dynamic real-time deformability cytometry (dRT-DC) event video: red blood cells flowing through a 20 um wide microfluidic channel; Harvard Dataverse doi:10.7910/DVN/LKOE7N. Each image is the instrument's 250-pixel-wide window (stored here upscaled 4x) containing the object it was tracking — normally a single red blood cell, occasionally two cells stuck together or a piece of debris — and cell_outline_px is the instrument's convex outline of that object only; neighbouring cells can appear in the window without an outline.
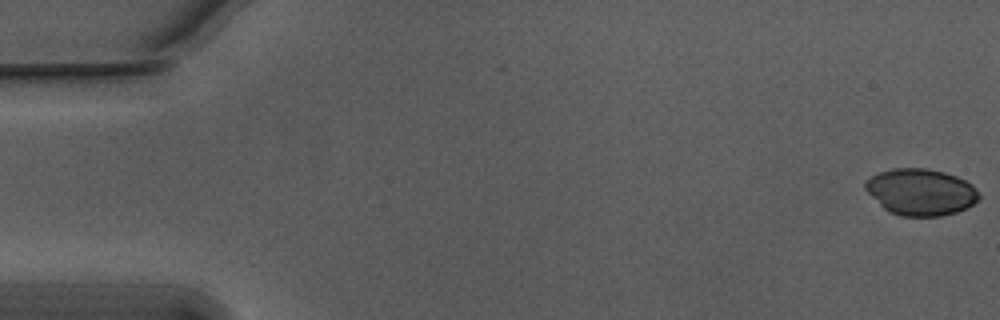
{"species": "Egyptian fruit bat (a non-hibernating species)", "species_latin": "Rousettus aegyptiacus", "temperature_condition": "warm", "stored_images_in_passage": 51, "camera_frame_rate_fps": 3000, "um_per_image_px": 0.085, "animal": {"sex": "male"}, "frame": {"image": 1, "passage_image": 1, "time_ms": 0.0, "image_size_px": [1000, 320], "cell_outline_px": [[980, 196], [968, 208], [956, 212], [940, 216], [900, 216], [888, 212], [864, 188], [864, 184], [872, 176], [880, 172], [892, 168], [928, 168], [944, 172], [956, 176], [972, 184]], "centroid_in_image_um": [78.27, 16.32], "position_along_channel_um": 6.7, "area_um2": 30.69}}
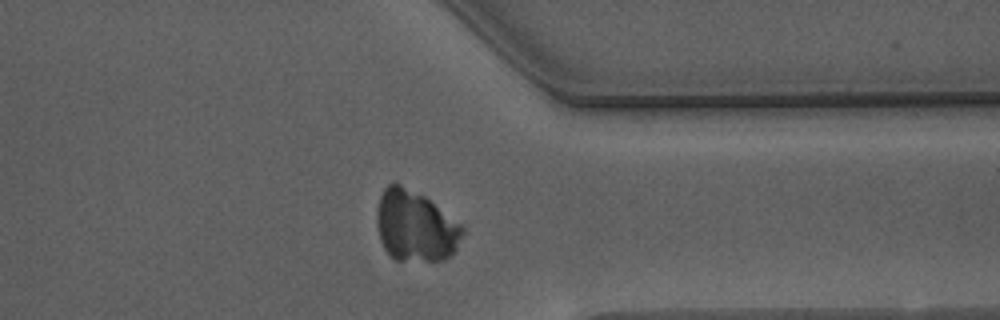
{"frame": {"image": 2, "passage_image": 43, "time_ms": 14.0, "image_size_px": [1000, 320], "cell_outline_px": [[464, 232], [456, 248], [444, 260], [396, 260], [388, 256], [380, 240], [376, 224], [376, 212], [380, 196], [384, 188], [388, 184], [400, 184], [424, 196], [460, 224], [464, 228]], "centroid_in_image_um": [35.26, 19.23], "position_along_channel_um": 376.1, "area_um2": 35.14}}
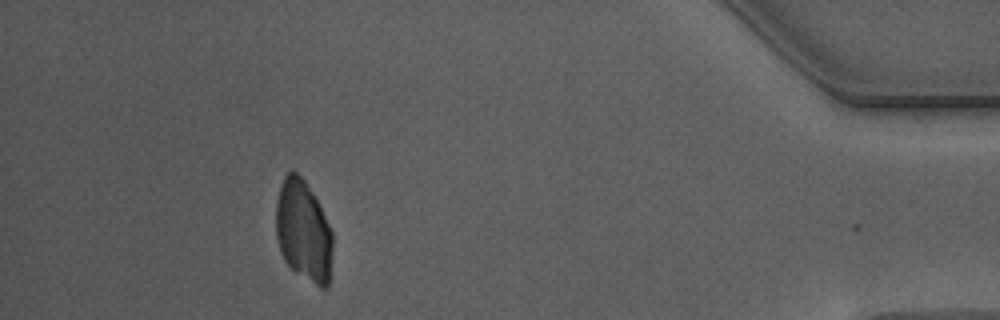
{"frame": {"image": 3, "passage_image": 50, "time_ms": 16.333, "image_size_px": [1000, 320], "cell_outline_px": [[332, 252], [328, 288], [320, 288], [296, 272], [284, 260], [280, 252], [276, 236], [276, 200], [280, 184], [284, 176], [292, 168], [304, 180], [320, 204], [332, 232]], "centroid_in_image_um": [25.78, 19.61], "position_along_channel_um": 409.4, "area_um2": 33.64}}